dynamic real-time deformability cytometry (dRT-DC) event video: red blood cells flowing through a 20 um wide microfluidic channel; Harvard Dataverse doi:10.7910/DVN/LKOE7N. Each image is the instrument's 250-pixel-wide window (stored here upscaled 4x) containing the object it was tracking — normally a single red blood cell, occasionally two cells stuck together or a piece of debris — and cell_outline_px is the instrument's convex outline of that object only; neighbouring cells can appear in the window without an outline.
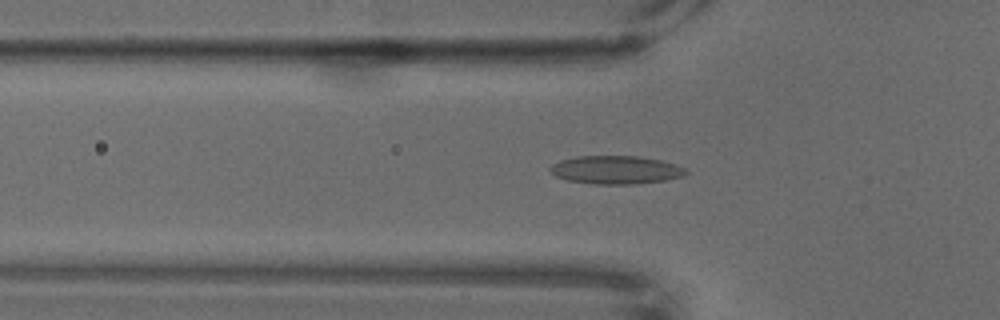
{"species": "common noctule bat (a hibernating species)", "species_latin": "Nyctalus noctula", "temperature_condition": "warm", "stored_images_in_passage": 34, "camera_frame_rate_fps": 3000, "um_per_image_px": 0.085, "animal": {"sex": "male", "body_mass_g": 18.8}, "frame": {"image": 1, "passage_image": 3, "time_ms": 0.667, "image_size_px": [1000, 320], "cell_outline_px": [[688, 172], [684, 176], [664, 180], [632, 184], [592, 184], [568, 180], [556, 176], [548, 168], [552, 164], [560, 160], [576, 156], [636, 156], [660, 160], [676, 164], [684, 168]], "centroid_in_image_um": [52.33, 14.43], "position_along_channel_um": 73.5, "area_um2": 22.25}}
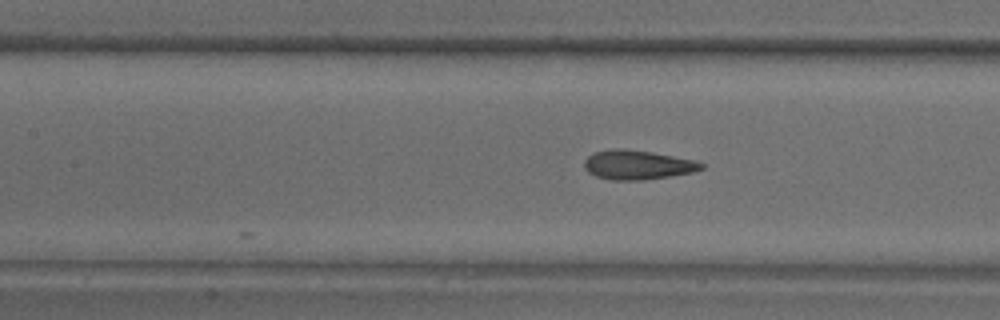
{"frame": {"image": 2, "passage_image": 11, "time_ms": 3.333, "image_size_px": [1000, 320], "cell_outline_px": [[704, 168], [692, 172], [644, 180], [612, 180], [596, 176], [588, 172], [584, 168], [584, 160], [592, 152], [616, 148], [624, 148], [652, 152], [696, 160], [704, 164]], "centroid_in_image_um": [54.16, 14.0], "position_along_channel_um": 153.2, "area_um2": 20.06}}
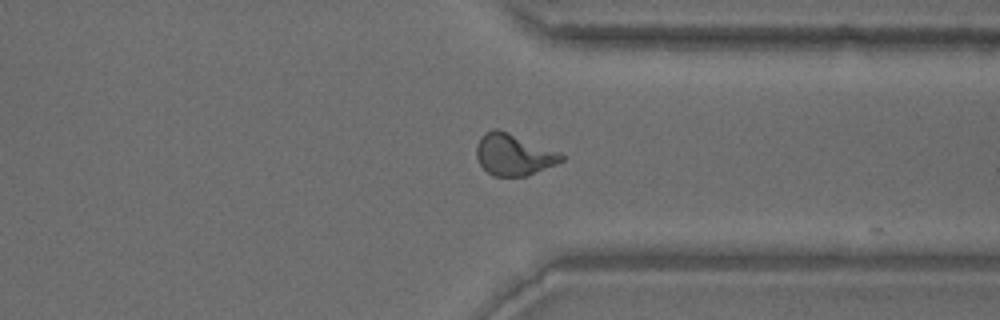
{"frame": {"image": 3, "passage_image": 33, "time_ms": 10.667, "image_size_px": [1000, 320], "cell_outline_px": [[564, 160], [556, 164], [528, 176], [492, 176], [480, 164], [476, 156], [476, 144], [480, 136], [484, 132], [492, 128], [496, 128], [508, 132], [560, 152], [564, 156]], "centroid_in_image_um": [43.64, 13.13], "position_along_channel_um": 367.8, "area_um2": 20.69}}